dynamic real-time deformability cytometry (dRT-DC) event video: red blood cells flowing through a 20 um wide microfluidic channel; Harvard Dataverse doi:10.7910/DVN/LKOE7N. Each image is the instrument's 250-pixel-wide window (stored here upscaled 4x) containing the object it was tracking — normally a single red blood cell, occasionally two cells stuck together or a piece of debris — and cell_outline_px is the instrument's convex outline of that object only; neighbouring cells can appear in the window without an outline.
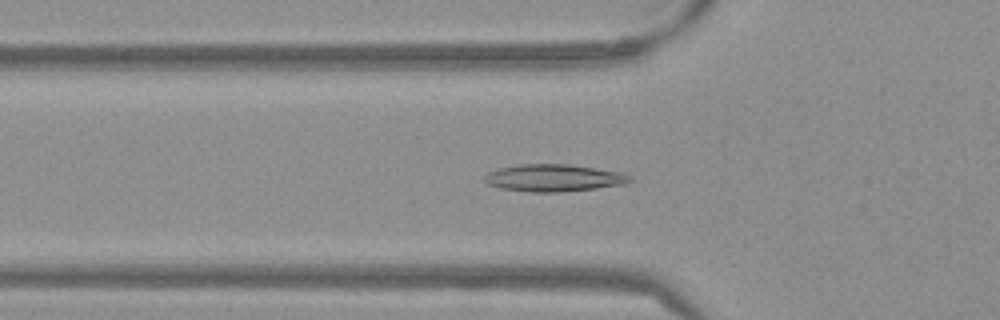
{"species": "Egyptian fruit bat (a non-hibernating species)", "species_latin": "Rousettus aegyptiacus", "temperature_condition": "warm", "stored_images_in_passage": 53, "camera_frame_rate_fps": 3000, "um_per_image_px": 0.085, "frame": {"image": 1, "passage_image": 18, "time_ms": 5.667, "image_size_px": [1000, 320], "cell_outline_px": [[632, 180], [624, 184], [596, 188], [560, 192], [532, 192], [500, 188], [488, 184], [484, 180], [484, 176], [488, 172], [500, 168], [520, 164], [568, 164], [620, 172], [632, 176]], "centroid_in_image_um": [47.06, 15.12], "position_along_channel_um": 78.7, "area_um2": 22.89}}
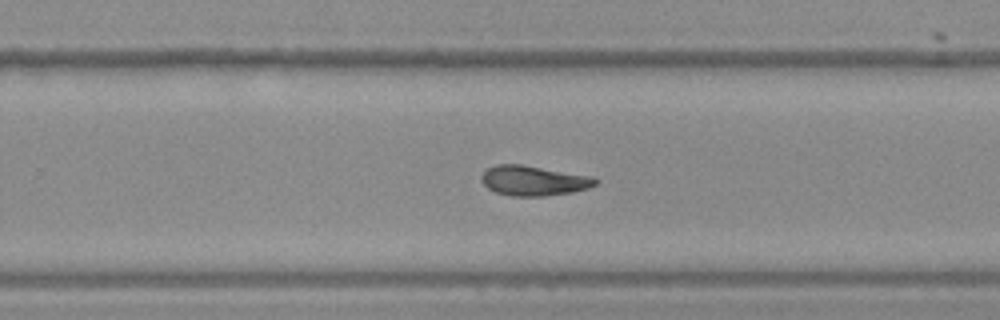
{"frame": {"image": 2, "passage_image": 34, "time_ms": 11.0, "image_size_px": [1000, 320], "cell_outline_px": [[600, 180], [596, 184], [588, 188], [572, 192], [544, 196], [512, 196], [496, 192], [488, 188], [480, 180], [480, 176], [488, 168], [496, 164], [520, 164], [592, 176]], "centroid_in_image_um": [45.36, 15.35], "position_along_channel_um": 284.4, "area_um2": 19.88}}
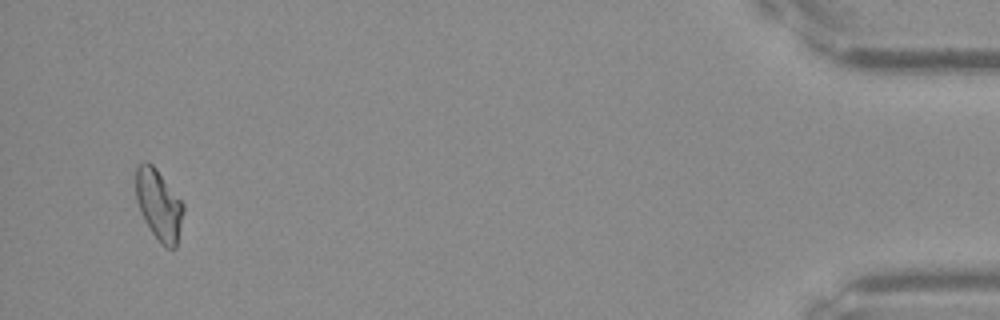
{"frame": {"image": 3, "passage_image": 51, "time_ms": 16.667, "image_size_px": [1000, 320], "cell_outline_px": [[184, 212], [176, 248], [164, 248], [152, 232], [144, 220], [140, 212], [136, 200], [136, 168], [144, 160], [148, 160], [156, 168], [184, 204]], "centroid_in_image_um": [13.5, 17.41], "position_along_channel_um": 421.7, "area_um2": 19.65}, "authors_computed_cell_mechanics": {"area_um2": 20.1144, "velocity_mm_per_s": 3.8446, "shape_relaxation_time_tau1_ms": null, "shape_relaxation_time_tau2_ms": 5.8279, "deformation_change_tau1": null, "deformation_change_tau2": 0.1129}}